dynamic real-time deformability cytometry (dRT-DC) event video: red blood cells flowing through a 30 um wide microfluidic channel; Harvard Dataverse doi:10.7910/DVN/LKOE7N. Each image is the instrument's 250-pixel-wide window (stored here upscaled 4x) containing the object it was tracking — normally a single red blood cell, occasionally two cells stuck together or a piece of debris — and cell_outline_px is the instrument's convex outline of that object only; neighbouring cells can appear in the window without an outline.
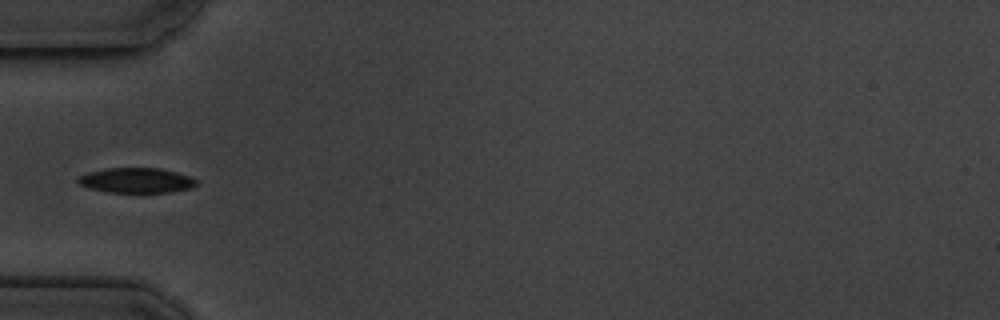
{"species": "common noctule bat (a hibernating species)", "species_latin": "Nyctalus noctula", "temperature_condition": "cold", "stored_images_in_passage": 6, "camera_frame_rate_fps": 3000, "um_per_image_px": 0.085, "animal": {"sex": "male", "body_mass_g": 19.5, "forearm_length_mm": 54.6}, "frame": {"image": 1, "passage_image": 6, "time_ms": 5.667, "image_size_px": [1000, 320], "cell_outline_px": [[196, 184], [192, 188], [172, 192], [108, 192], [88, 188], [80, 184], [76, 180], [80, 176], [88, 172], [104, 168], [160, 168], [176, 172], [188, 176], [196, 180]], "centroid_in_image_um": [11.57, 15.33], "position_along_channel_um": 73.4, "area_um2": 17.22}}